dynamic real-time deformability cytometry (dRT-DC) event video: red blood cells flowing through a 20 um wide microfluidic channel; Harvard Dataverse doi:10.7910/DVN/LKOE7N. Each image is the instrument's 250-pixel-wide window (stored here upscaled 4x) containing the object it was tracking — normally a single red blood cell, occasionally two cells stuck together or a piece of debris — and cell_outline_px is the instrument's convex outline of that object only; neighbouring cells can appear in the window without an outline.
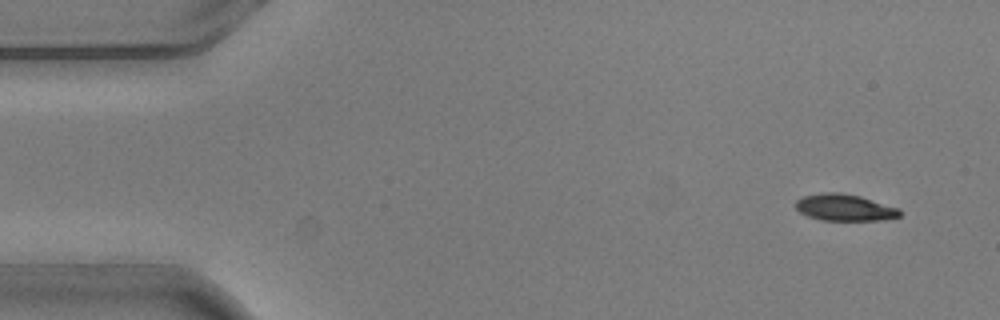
{"species": "common noctule bat (a hibernating species)", "species_latin": "Nyctalus noctula", "temperature_condition": "warm", "stored_images_in_passage": 4, "camera_frame_rate_fps": 3000, "um_per_image_px": 0.085, "animal": {"sex": "male", "body_mass_g": 20.5, "forearm_length_mm": 52.5}, "frame": {"image": 1, "passage_image": 1, "time_ms": 0.0, "image_size_px": [1000, 320], "cell_outline_px": [[900, 216], [884, 220], [820, 220], [808, 216], [800, 212], [796, 208], [796, 200], [804, 196], [824, 192], [840, 192], [860, 196], [900, 208]], "centroid_in_image_um": [71.8, 17.64], "position_along_channel_um": 13.2, "area_um2": 16.18}}
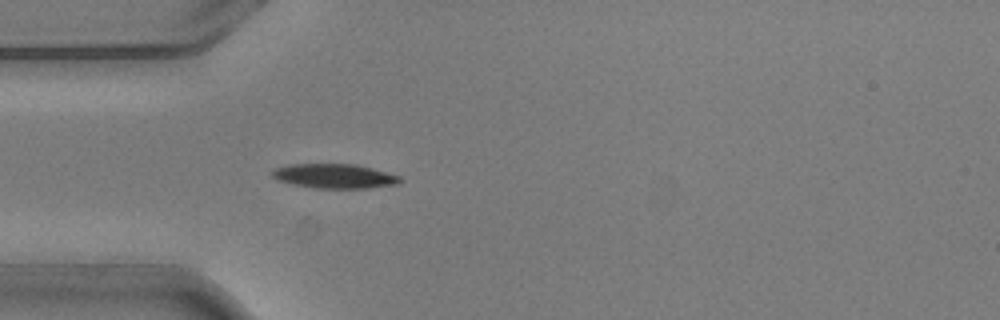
{"frame": {"image": 2, "passage_image": 4, "time_ms": 1.0, "image_size_px": [1000, 320], "cell_outline_px": [[404, 180], [400, 184], [368, 188], [316, 188], [292, 184], [276, 180], [272, 176], [272, 172], [276, 168], [288, 164], [356, 164], [372, 168], [400, 176]], "centroid_in_image_um": [28.46, 14.97], "position_along_channel_um": 56.5, "area_um2": 18.32}}